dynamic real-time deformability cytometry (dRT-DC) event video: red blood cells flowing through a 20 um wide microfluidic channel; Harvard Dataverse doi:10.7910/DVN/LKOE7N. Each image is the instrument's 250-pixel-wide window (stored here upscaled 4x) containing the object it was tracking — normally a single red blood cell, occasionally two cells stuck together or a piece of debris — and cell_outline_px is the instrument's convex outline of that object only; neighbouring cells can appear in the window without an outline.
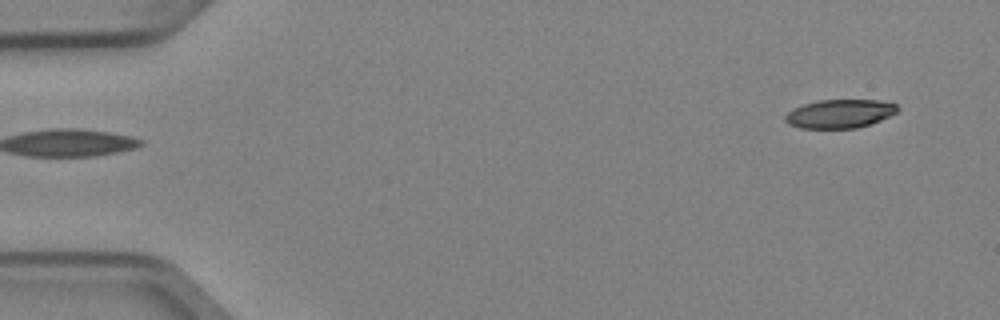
{"species": "Egyptian fruit bat (a non-hibernating species)", "species_latin": "Rousettus aegyptiacus", "temperature_condition": "cold", "stored_images_in_passage": 2, "camera_frame_rate_fps": 3000, "um_per_image_px": 0.085, "animal": {"sex": "female"}, "frame": {"image": 1, "passage_image": 2, "time_ms": 0.333, "image_size_px": [1000, 320], "cell_outline_px": [[900, 108], [896, 112], [880, 120], [856, 128], [800, 128], [788, 124], [784, 120], [784, 116], [792, 108], [816, 100], [880, 100], [896, 104]], "centroid_in_image_um": [71.34, 9.66], "position_along_channel_um": 13.7, "area_um2": 18.73}}